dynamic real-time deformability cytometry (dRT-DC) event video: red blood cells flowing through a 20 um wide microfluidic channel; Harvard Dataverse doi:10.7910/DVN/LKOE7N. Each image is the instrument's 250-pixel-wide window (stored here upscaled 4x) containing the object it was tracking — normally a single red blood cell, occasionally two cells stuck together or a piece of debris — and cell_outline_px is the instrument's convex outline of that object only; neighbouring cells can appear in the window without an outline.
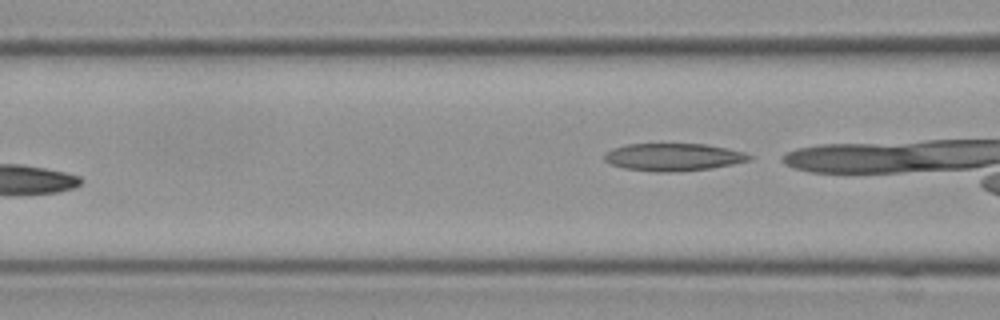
{"species": "Egyptian fruit bat (a non-hibernating species)", "species_latin": "Rousettus aegyptiacus", "temperature_condition": "cold", "stored_images_in_passage": 7, "camera_frame_rate_fps": 3000, "um_per_image_px": 0.085, "frame": {"image": 1, "passage_image": 7, "time_ms": 2.0, "image_size_px": [1000, 320], "cell_outline_px": [[752, 160], [712, 168], [676, 172], [656, 172], [624, 168], [612, 164], [604, 160], [604, 152], [612, 148], [628, 144], [708, 144], [728, 148], [744, 152], [752, 156]], "centroid_in_image_um": [57.24, 13.35], "position_along_channel_um": 109.4, "area_um2": 23.41}}